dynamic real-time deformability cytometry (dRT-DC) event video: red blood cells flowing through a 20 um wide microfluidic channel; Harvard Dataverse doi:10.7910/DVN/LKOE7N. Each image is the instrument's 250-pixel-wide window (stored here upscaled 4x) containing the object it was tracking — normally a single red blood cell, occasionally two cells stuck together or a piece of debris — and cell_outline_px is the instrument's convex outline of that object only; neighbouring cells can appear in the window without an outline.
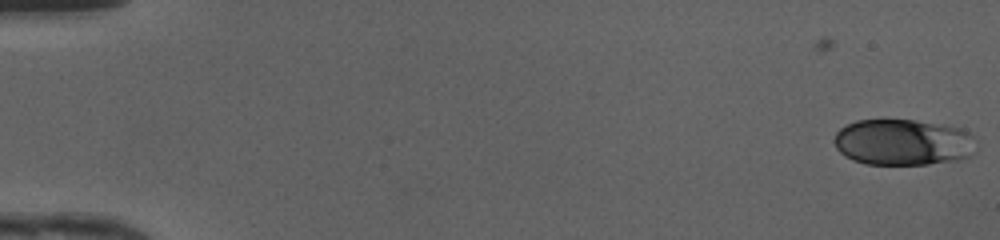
{"species": "human", "species_latin": "Homo sapiens", "temperature_condition": "cold", "stored_images_in_passage": 14, "camera_frame_rate_fps": 3000, "um_per_image_px": 0.085, "donor": {"sex": "female"}, "frame": {"image": 1, "passage_image": 1, "time_ms": 0.0, "image_size_px": [1000, 240], "cell_outline_px": [[976, 152], [968, 156], [956, 160], [928, 164], [864, 164], [852, 160], [844, 156], [836, 148], [836, 132], [840, 128], [856, 120], [916, 120], [944, 124], [960, 128], [968, 132], [972, 136]], "centroid_in_image_um": [76.76, 12.09], "position_along_channel_um": 8.2, "area_um2": 38.26}}
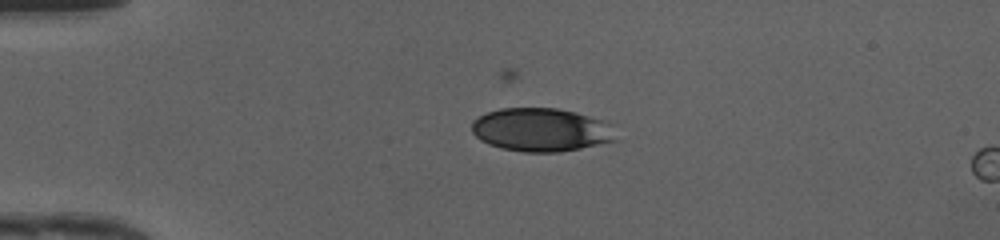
{"frame": {"image": 2, "passage_image": 12, "time_ms": 3.667, "image_size_px": [1000, 240], "cell_outline_px": [[620, 140], [560, 152], [524, 152], [500, 148], [488, 144], [480, 140], [472, 132], [472, 120], [488, 112], [500, 108], [556, 108], [576, 112], [604, 120], [608, 124]], "centroid_in_image_um": [46.0, 11.04], "position_along_channel_um": 39.0, "area_um2": 36.59}}